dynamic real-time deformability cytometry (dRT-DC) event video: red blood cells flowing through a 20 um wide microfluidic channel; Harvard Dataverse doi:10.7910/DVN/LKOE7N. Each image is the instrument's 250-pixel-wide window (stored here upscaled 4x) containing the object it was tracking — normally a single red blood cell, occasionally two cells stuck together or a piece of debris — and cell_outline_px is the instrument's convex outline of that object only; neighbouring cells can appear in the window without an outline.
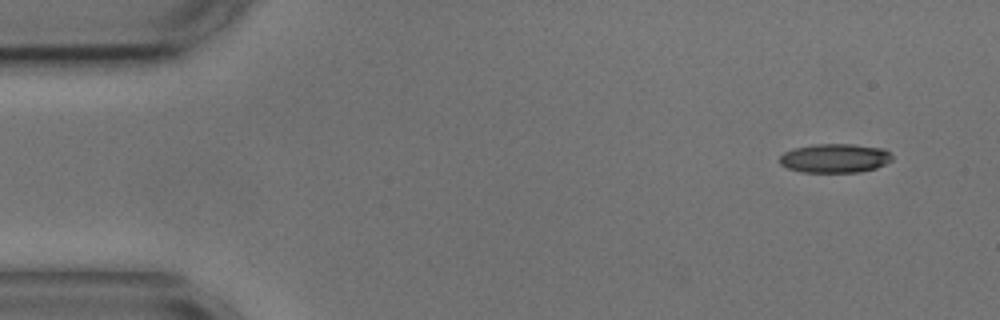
{"species": "common noctule bat (a hibernating species)", "species_latin": "Nyctalus noctula", "temperature_condition": "cold", "stored_images_in_passage": 4, "camera_frame_rate_fps": 3000, "um_per_image_px": 0.085, "animal": {"sex": "male", "body_mass_g": 17.9, "forearm_length_mm": 54.2}, "frame": {"image": 1, "passage_image": 1, "time_ms": 0.0, "image_size_px": [1000, 320], "cell_outline_px": [[892, 160], [876, 168], [860, 172], [800, 172], [788, 168], [780, 164], [780, 156], [784, 152], [792, 148], [812, 144], [852, 144], [884, 148], [892, 156]], "centroid_in_image_um": [70.94, 13.44], "position_along_channel_um": 14.1, "area_um2": 19.13}}
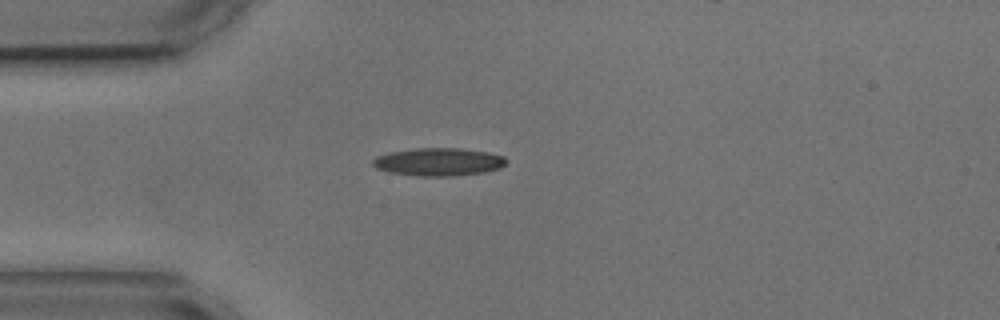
{"frame": {"image": 2, "passage_image": 3, "time_ms": 3.333, "image_size_px": [1000, 320], "cell_outline_px": [[508, 160], [500, 168], [484, 172], [456, 176], [416, 176], [388, 172], [376, 168], [372, 164], [372, 160], [376, 156], [388, 152], [416, 148], [460, 148], [488, 152], [504, 156]], "centroid_in_image_um": [37.26, 13.76], "position_along_channel_um": 47.7, "area_um2": 21.91}}